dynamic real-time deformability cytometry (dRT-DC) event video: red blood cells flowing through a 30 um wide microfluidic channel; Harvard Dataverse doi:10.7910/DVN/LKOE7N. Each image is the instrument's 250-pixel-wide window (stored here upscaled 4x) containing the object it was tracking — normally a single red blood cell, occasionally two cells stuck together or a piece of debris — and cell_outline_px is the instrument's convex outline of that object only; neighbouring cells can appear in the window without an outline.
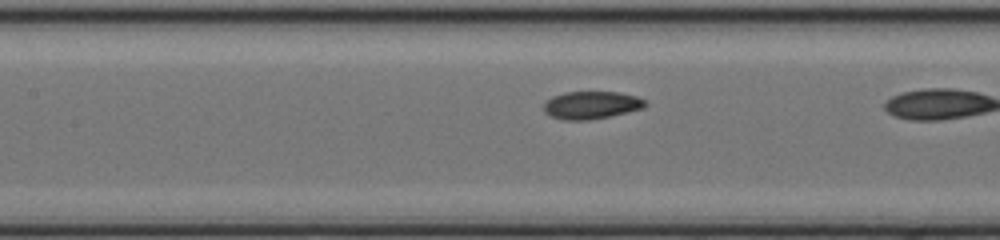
{"species": "common noctule bat (a hibernating species)", "species_latin": "Nyctalus noctula", "temperature_condition": "cold", "stored_images_in_passage": 23, "camera_frame_rate_fps": 3000, "um_per_image_px": 0.085, "animal": {"sex": "female", "body_mass_g": 17.0, "forearm_length_mm": 48.0}, "frame": {"image": 1, "passage_image": 13, "time_ms": 4.0, "image_size_px": [1000, 240], "cell_outline_px": [[648, 104], [644, 108], [608, 116], [588, 120], [564, 120], [552, 116], [544, 112], [544, 104], [552, 96], [564, 92], [616, 92], [636, 96], [648, 100]], "centroid_in_image_um": [50.29, 8.92], "position_along_channel_um": 157.1, "area_um2": 16.3}}
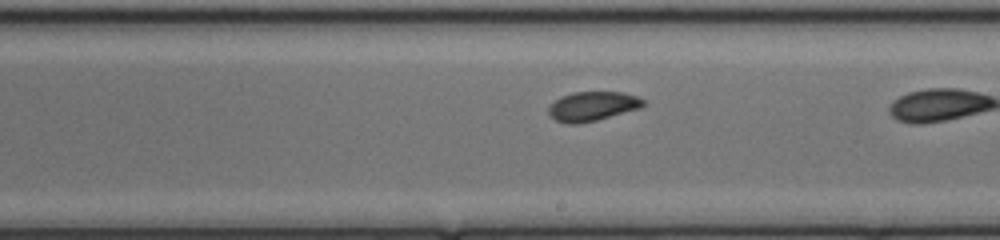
{"frame": {"image": 2, "passage_image": 19, "time_ms": 6.0, "image_size_px": [1000, 240], "cell_outline_px": [[644, 104], [640, 108], [596, 120], [576, 124], [568, 124], [556, 120], [548, 112], [548, 108], [560, 96], [572, 92], [620, 92], [636, 96], [644, 100]], "centroid_in_image_um": [50.34, 9.02], "position_along_channel_um": 238.7, "area_um2": 15.95}}
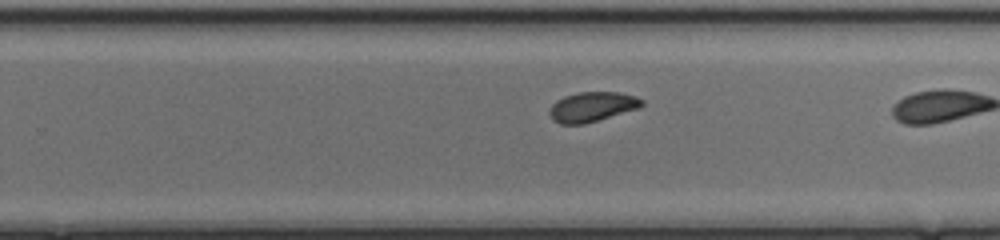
{"frame": {"image": 3, "passage_image": 22, "time_ms": 7.0, "image_size_px": [1000, 240], "cell_outline_px": [[644, 104], [640, 108], [584, 124], [560, 124], [552, 120], [548, 112], [552, 104], [556, 100], [564, 96], [576, 92], [620, 92], [636, 96], [644, 100]], "centroid_in_image_um": [50.33, 9.07], "position_along_channel_um": 279.5, "area_um2": 16.24}}